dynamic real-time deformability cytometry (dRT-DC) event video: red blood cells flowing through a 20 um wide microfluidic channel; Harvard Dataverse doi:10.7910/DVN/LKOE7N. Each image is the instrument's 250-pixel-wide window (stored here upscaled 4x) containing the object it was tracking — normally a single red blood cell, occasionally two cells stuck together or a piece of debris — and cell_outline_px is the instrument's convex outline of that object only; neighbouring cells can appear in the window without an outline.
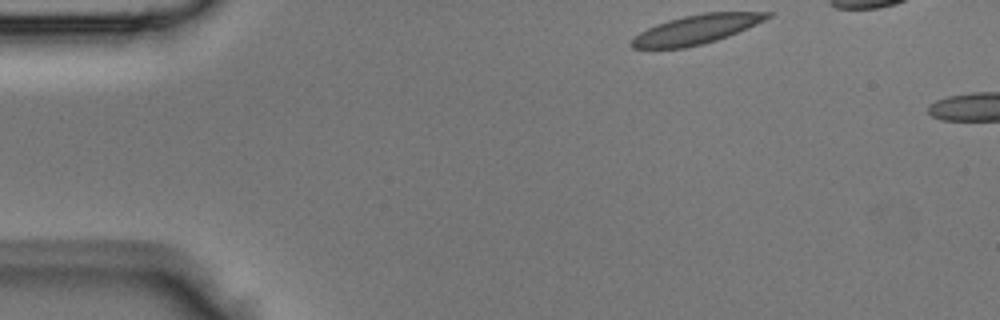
{"species": "Egyptian fruit bat (a non-hibernating species)", "species_latin": "Rousettus aegyptiacus", "temperature_condition": "room temperature", "stored_images_in_passage": 4, "camera_frame_rate_fps": 3000, "um_per_image_px": 0.085, "animal": {"sex": "male"}, "frame": {"image": 1, "passage_image": 1, "time_ms": 0.0, "image_size_px": [1000, 320], "cell_outline_px": [[772, 16], [764, 20], [728, 36], [716, 40], [684, 48], [632, 48], [628, 44], [640, 32], [656, 24], [668, 20], [684, 16], [704, 12], [772, 12]], "centroid_in_image_um": [59.16, 2.49], "position_along_channel_um": 25.8, "area_um2": 22.72}}